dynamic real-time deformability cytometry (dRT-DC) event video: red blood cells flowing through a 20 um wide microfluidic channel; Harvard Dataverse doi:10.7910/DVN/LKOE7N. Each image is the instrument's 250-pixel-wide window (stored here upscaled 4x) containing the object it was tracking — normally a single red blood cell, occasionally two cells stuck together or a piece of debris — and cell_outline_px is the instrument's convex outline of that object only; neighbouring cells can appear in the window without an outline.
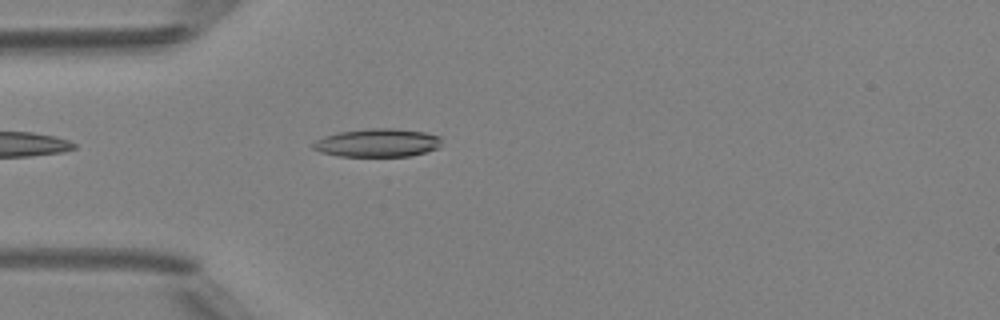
{"species": "Egyptian fruit bat (a non-hibernating species)", "species_latin": "Rousettus aegyptiacus", "temperature_condition": "room temperature", "stored_images_in_passage": 35, "camera_frame_rate_fps": 3000, "um_per_image_px": 0.085, "animal": {"sex": "female"}, "frame": {"image": 1, "passage_image": 1, "time_ms": 0.0, "image_size_px": [1000, 320], "cell_outline_px": [[440, 144], [436, 148], [424, 152], [408, 156], [340, 156], [320, 152], [312, 148], [312, 144], [316, 140], [324, 136], [340, 132], [368, 128], [392, 128], [424, 132], [440, 136]], "centroid_in_image_um": [32.05, 12.13], "position_along_channel_um": 53.0, "area_um2": 20.98}}
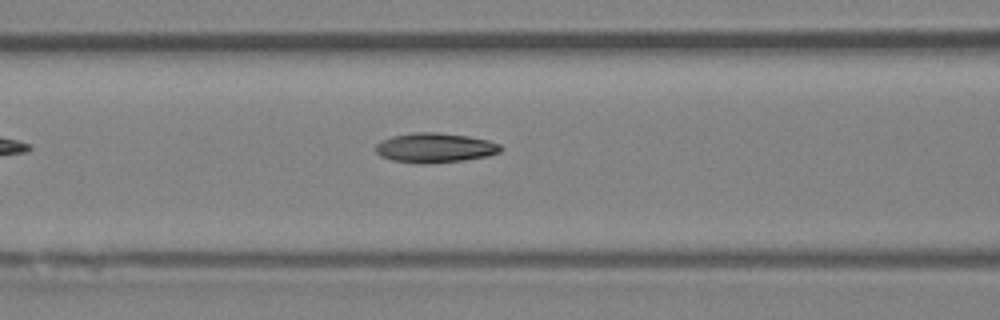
{"frame": {"image": 2, "passage_image": 7, "time_ms": 2.0, "image_size_px": [1000, 320], "cell_outline_px": [[504, 148], [500, 152], [488, 156], [464, 160], [428, 164], [416, 164], [392, 160], [380, 156], [376, 152], [376, 144], [380, 140], [392, 136], [416, 132], [436, 132], [468, 136], [488, 140], [500, 144]], "centroid_in_image_um": [36.97, 12.57], "position_along_channel_um": 129.6, "area_um2": 21.85}}
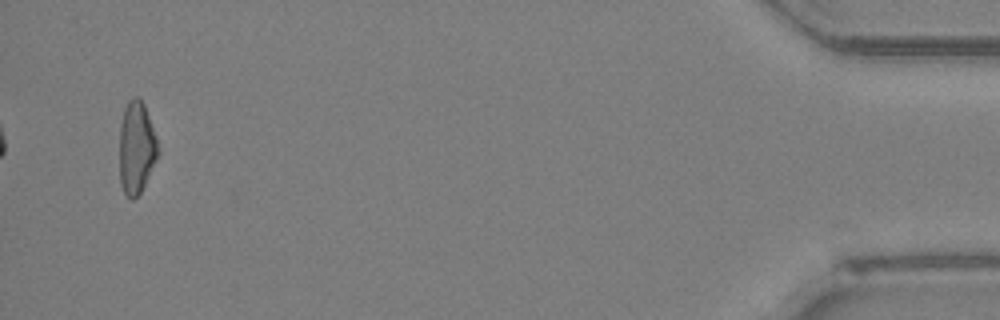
{"frame": {"image": 3, "passage_image": 34, "time_ms": 11.0, "image_size_px": [1000, 320], "cell_outline_px": [[160, 152], [140, 192], [132, 200], [124, 192], [120, 184], [120, 124], [124, 108], [128, 100], [132, 96], [136, 96], [144, 104], [156, 136]], "centroid_in_image_um": [11.59, 12.52], "position_along_channel_um": 423.6, "area_um2": 20.63}, "authors_computed_cell_mechanics": {"area_um2": 20.9814, "velocity_mm_per_s": 4.227, "shape_relaxation_time_tau1_ms": 7.1105, "shape_relaxation_time_tau2_ms": 2.9615, "deformation_change_tau1": 0.2034, "deformation_change_tau2": 0.1012}}